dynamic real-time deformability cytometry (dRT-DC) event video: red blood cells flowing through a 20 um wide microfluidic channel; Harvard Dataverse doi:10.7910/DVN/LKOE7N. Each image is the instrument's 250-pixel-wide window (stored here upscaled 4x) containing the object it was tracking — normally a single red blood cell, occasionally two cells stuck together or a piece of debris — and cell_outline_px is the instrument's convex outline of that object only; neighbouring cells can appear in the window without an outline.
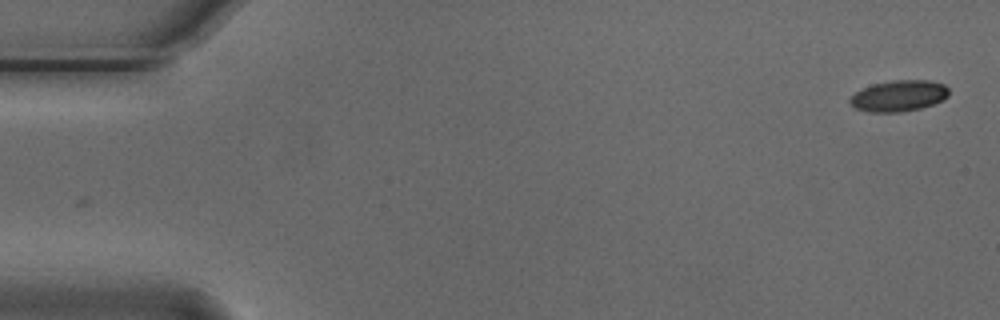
{"species": "Egyptian fruit bat (a non-hibernating species)", "species_latin": "Rousettus aegyptiacus", "temperature_condition": "cold", "stored_images_in_passage": 54, "camera_frame_rate_fps": 3000, "um_per_image_px": 0.085, "animal": {"sex": "male"}, "frame": {"image": 1, "passage_image": 1, "time_ms": 0.0, "image_size_px": [1000, 320], "cell_outline_px": [[948, 96], [944, 100], [920, 108], [900, 112], [868, 112], [856, 108], [848, 100], [856, 92], [872, 84], [892, 80], [928, 80], [944, 84], [948, 88]], "centroid_in_image_um": [76.41, 8.14], "position_along_channel_um": 8.6, "area_um2": 17.86}}
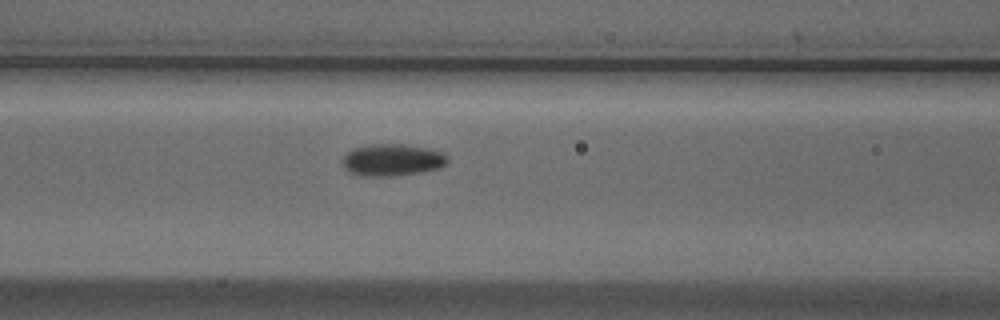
{"frame": {"image": 2, "passage_image": 22, "time_ms": 7.0, "image_size_px": [1000, 320], "cell_outline_px": [[448, 160], [440, 168], [424, 172], [392, 176], [360, 176], [348, 172], [340, 164], [340, 160], [352, 148], [368, 144], [404, 144], [428, 148], [444, 152], [448, 156]], "centroid_in_image_um": [33.31, 13.6], "position_along_channel_um": 133.3, "area_um2": 20.06}}
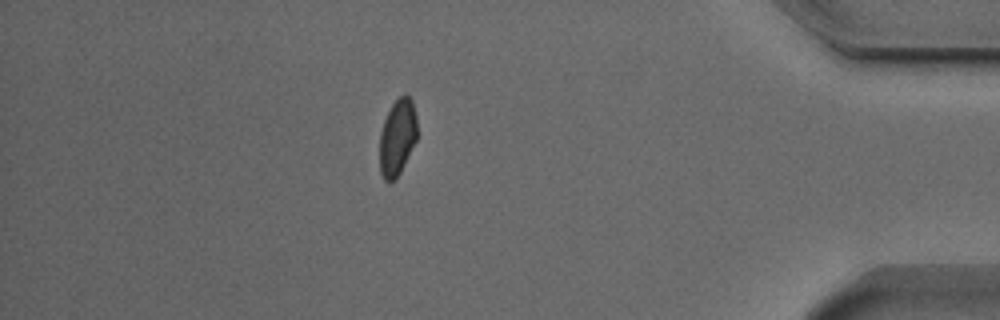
{"frame": {"image": 3, "passage_image": 47, "time_ms": 15.333, "image_size_px": [1000, 320], "cell_outline_px": [[416, 140], [400, 172], [392, 180], [384, 180], [380, 172], [380, 132], [384, 120], [392, 104], [404, 92], [412, 100], [416, 116]], "centroid_in_image_um": [33.77, 11.63], "position_along_channel_um": 401.4, "area_um2": 16.42}, "authors_computed_cell_mechanics": {"area_um2": 18.1492, "velocity_mm_per_s": 3.7439, "shape_relaxation_time_tau1_ms": null, "shape_relaxation_time_tau2_ms": 5.8628, "deformation_change_tau1": null, "deformation_change_tau2": 0.0684}}